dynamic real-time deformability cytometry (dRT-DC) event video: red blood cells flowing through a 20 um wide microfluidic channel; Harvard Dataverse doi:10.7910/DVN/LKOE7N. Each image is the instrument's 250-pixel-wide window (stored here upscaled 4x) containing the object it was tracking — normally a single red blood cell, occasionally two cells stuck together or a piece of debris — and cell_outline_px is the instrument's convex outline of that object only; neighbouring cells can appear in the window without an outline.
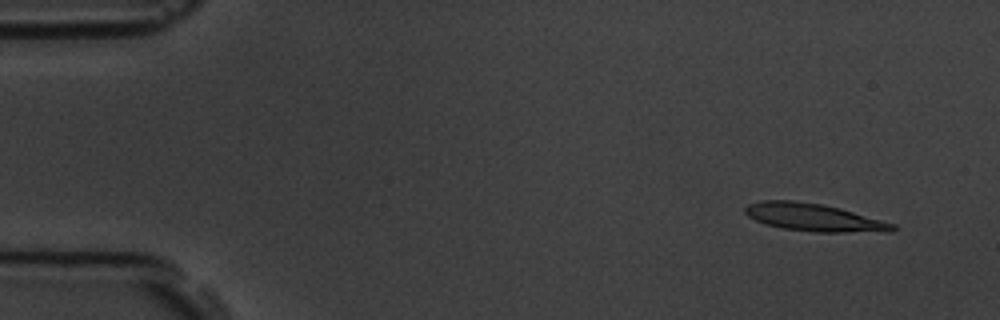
{"species": "common noctule bat (a hibernating species)", "species_latin": "Nyctalus noctula", "temperature_condition": "room temperature", "stored_images_in_passage": 4, "camera_frame_rate_fps": 3000, "um_per_image_px": 0.085, "animal": {"sex": "male", "body_mass_g": 19.5, "forearm_length_mm": 54.6}, "frame": {"image": 1, "passage_image": 1, "time_ms": 0.0, "image_size_px": [1000, 320], "cell_outline_px": [[896, 228], [892, 232], [816, 232], [784, 228], [764, 224], [748, 216], [744, 212], [744, 208], [748, 204], [760, 200], [796, 200], [820, 204], [840, 208], [896, 224]], "centroid_in_image_um": [69.18, 18.48], "position_along_channel_um": 15.8, "area_um2": 23.81}}
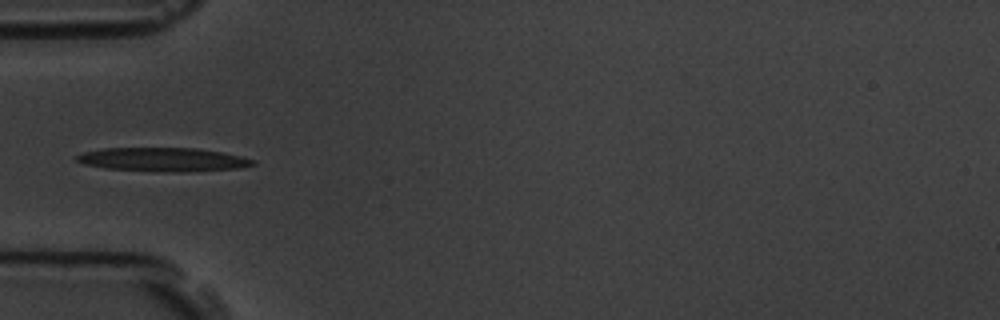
{"frame": {"image": 2, "passage_image": 4, "time_ms": 4.333, "image_size_px": [1000, 320], "cell_outline_px": [[256, 164], [240, 168], [188, 172], [172, 172], [104, 168], [84, 164], [76, 160], [76, 156], [84, 152], [104, 148], [196, 148], [220, 152], [240, 156], [256, 160]], "centroid_in_image_um": [13.89, 13.56], "position_along_channel_um": 71.1, "area_um2": 24.33}}